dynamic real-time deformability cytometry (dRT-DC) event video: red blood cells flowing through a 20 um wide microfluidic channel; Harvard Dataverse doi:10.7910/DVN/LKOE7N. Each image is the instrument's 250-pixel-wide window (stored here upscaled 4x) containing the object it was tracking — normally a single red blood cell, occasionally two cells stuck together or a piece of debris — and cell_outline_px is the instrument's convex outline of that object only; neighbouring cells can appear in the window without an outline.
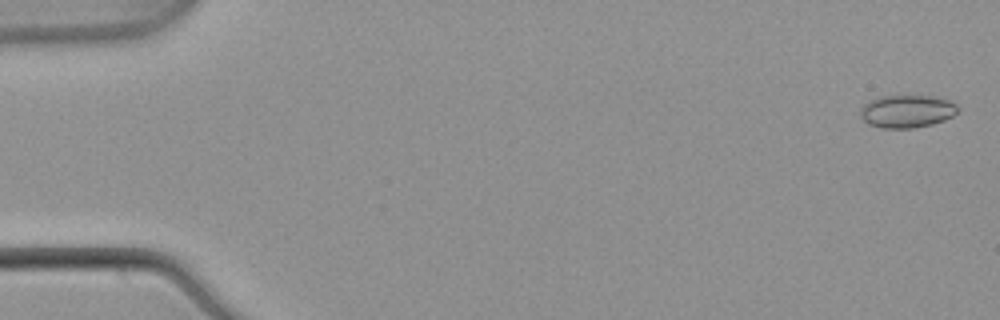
{"species": "common noctule bat (a hibernating species)", "species_latin": "Nyctalus noctula", "temperature_condition": "warm", "stored_images_in_passage": 53, "camera_frame_rate_fps": 3000, "um_per_image_px": 0.085, "animal": {"sex": "male", "body_mass_g": 21.5, "forearm_length_mm": 52.0}, "frame": {"image": 1, "passage_image": 1, "time_ms": 0.0, "image_size_px": [1000, 320], "cell_outline_px": [[960, 108], [952, 116], [944, 120], [932, 124], [912, 128], [880, 128], [868, 124], [860, 116], [860, 108], [868, 100], [880, 96], [932, 96], [948, 100], [956, 104]], "centroid_in_image_um": [77.06, 9.46], "position_along_channel_um": 7.9, "area_um2": 18.67}}
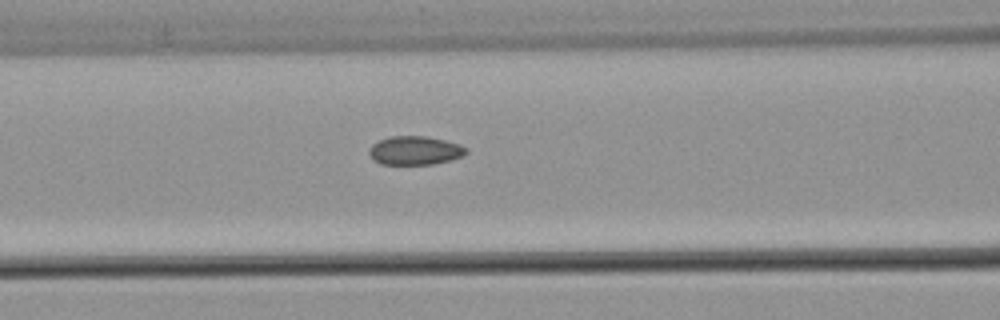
{"frame": {"image": 2, "passage_image": 22, "time_ms": 7.0, "image_size_px": [1000, 320], "cell_outline_px": [[468, 152], [464, 156], [432, 164], [380, 164], [372, 160], [368, 152], [368, 148], [372, 144], [380, 140], [392, 136], [428, 136], [460, 144], [468, 148]], "centroid_in_image_um": [35.26, 12.79], "position_along_channel_um": 131.3, "area_um2": 16.36}}
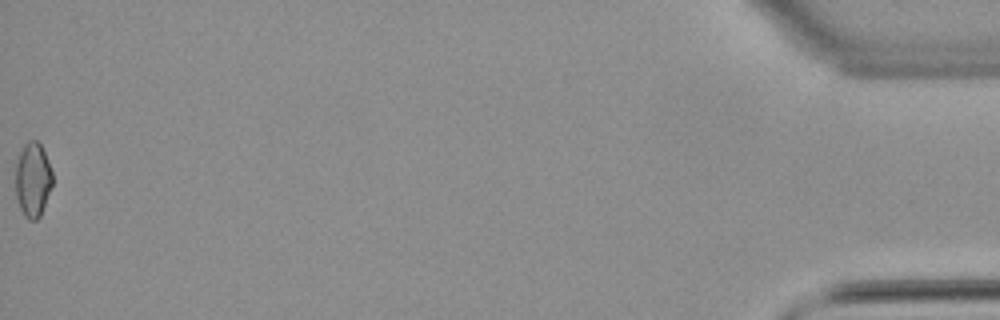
{"frame": {"image": 3, "passage_image": 53, "time_ms": 17.333, "image_size_px": [1000, 320], "cell_outline_px": [[52, 184], [40, 216], [36, 220], [28, 220], [24, 216], [20, 208], [16, 196], [16, 160], [24, 144], [28, 140], [36, 140], [40, 144], [44, 152], [52, 172]], "centroid_in_image_um": [2.77, 15.27], "position_along_channel_um": 432.4, "area_um2": 15.9}, "authors_computed_cell_mechanics": {"area_um2": 16.3574, "velocity_mm_per_s": 3.8958, "shape_relaxation_time_tau1_ms": null, "shape_relaxation_time_tau2_ms": 3.6634, "deformation_change_tau1": null, "deformation_change_tau2": 0.0657}}